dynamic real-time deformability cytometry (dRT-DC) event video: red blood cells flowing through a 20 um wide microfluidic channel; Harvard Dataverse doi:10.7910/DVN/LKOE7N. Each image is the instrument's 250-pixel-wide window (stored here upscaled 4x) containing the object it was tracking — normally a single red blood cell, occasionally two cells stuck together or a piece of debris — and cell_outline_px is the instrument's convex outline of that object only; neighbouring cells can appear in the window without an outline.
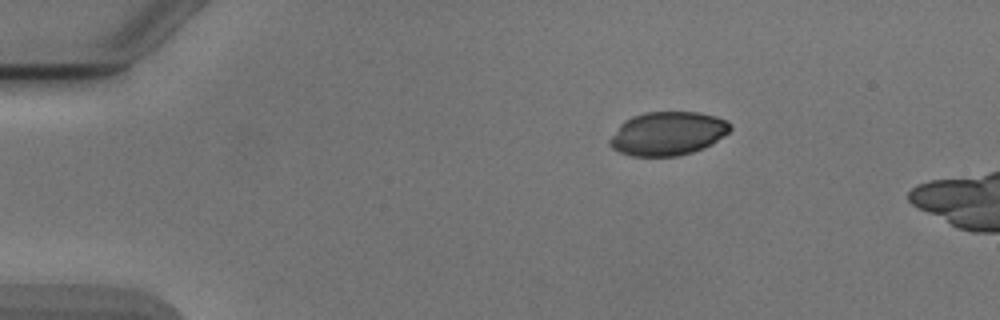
{"species": "Egyptian fruit bat (a non-hibernating species)", "species_latin": "Rousettus aegyptiacus", "temperature_condition": "cold", "stored_images_in_passage": 4, "camera_frame_rate_fps": 3000, "um_per_image_px": 0.085, "animal": {"sex": "male"}, "frame": {"image": 1, "passage_image": 1, "time_ms": 0.0, "image_size_px": [1000, 320], "cell_outline_px": [[732, 128], [728, 132], [712, 144], [704, 148], [680, 156], [632, 156], [620, 152], [612, 148], [608, 144], [608, 140], [620, 124], [624, 120], [632, 116], [644, 112], [696, 112], [716, 116], [732, 124]], "centroid_in_image_um": [56.74, 11.35], "position_along_channel_um": 28.3, "area_um2": 30.75}}